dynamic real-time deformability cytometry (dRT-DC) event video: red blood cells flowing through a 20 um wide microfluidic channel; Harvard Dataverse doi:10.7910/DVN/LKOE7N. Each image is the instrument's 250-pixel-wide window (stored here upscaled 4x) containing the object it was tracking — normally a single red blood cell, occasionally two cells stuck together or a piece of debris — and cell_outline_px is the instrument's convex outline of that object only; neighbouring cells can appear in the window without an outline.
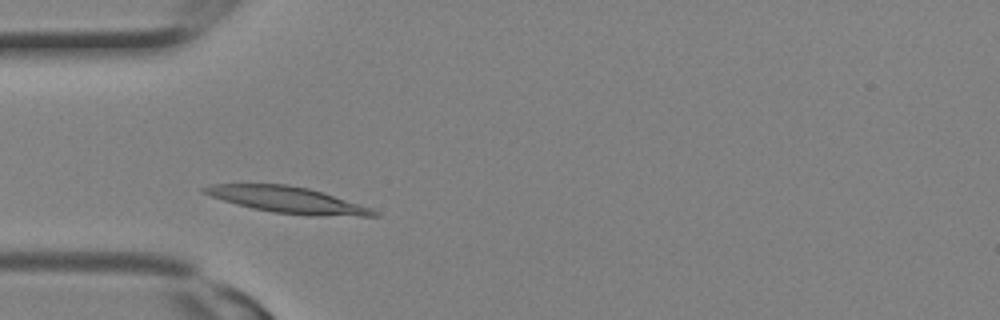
{"species": "Egyptian fruit bat (a non-hibernating species)", "species_latin": "Rousettus aegyptiacus", "temperature_condition": "room temperature", "stored_images_in_passage": 1, "camera_frame_rate_fps": 3000, "um_per_image_px": 0.085, "animal": {"sex": "female"}, "frame": {"image": 1, "passage_image": 1, "time_ms": 0.0, "image_size_px": [1000, 320], "cell_outline_px": [[380, 216], [316, 216], [272, 212], [252, 208], [236, 204], [200, 192], [200, 188], [212, 184], [288, 184], [308, 188], [368, 208], [376, 212]], "centroid_in_image_um": [24.33, 16.98], "position_along_channel_um": 60.7, "area_um2": 25.37}}